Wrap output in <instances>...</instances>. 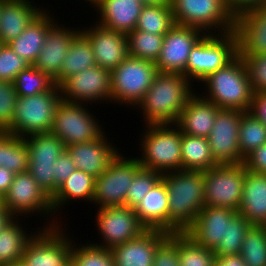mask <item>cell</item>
Listing matches in <instances>:
<instances>
[{"instance_id": "cell-1", "label": "cell", "mask_w": 266, "mask_h": 266, "mask_svg": "<svg viewBox=\"0 0 266 266\" xmlns=\"http://www.w3.org/2000/svg\"><path fill=\"white\" fill-rule=\"evenodd\" d=\"M192 86L193 83L181 73L159 72L142 101L136 106L141 109L143 123H176L187 102L196 93Z\"/></svg>"}, {"instance_id": "cell-2", "label": "cell", "mask_w": 266, "mask_h": 266, "mask_svg": "<svg viewBox=\"0 0 266 266\" xmlns=\"http://www.w3.org/2000/svg\"><path fill=\"white\" fill-rule=\"evenodd\" d=\"M168 193V233L185 232L204 207V174L176 170L162 174Z\"/></svg>"}, {"instance_id": "cell-3", "label": "cell", "mask_w": 266, "mask_h": 266, "mask_svg": "<svg viewBox=\"0 0 266 266\" xmlns=\"http://www.w3.org/2000/svg\"><path fill=\"white\" fill-rule=\"evenodd\" d=\"M200 83L204 84L206 89V95L202 97L213 102L218 108L250 111L254 93L247 67L239 54L225 67L211 73Z\"/></svg>"}, {"instance_id": "cell-4", "label": "cell", "mask_w": 266, "mask_h": 266, "mask_svg": "<svg viewBox=\"0 0 266 266\" xmlns=\"http://www.w3.org/2000/svg\"><path fill=\"white\" fill-rule=\"evenodd\" d=\"M146 127V128H145ZM136 157L143 168L161 174L182 169V132L175 124H145ZM141 149V150H140Z\"/></svg>"}, {"instance_id": "cell-5", "label": "cell", "mask_w": 266, "mask_h": 266, "mask_svg": "<svg viewBox=\"0 0 266 266\" xmlns=\"http://www.w3.org/2000/svg\"><path fill=\"white\" fill-rule=\"evenodd\" d=\"M238 55L235 31L225 34H205L191 49L185 77L201 82L211 73L225 67Z\"/></svg>"}, {"instance_id": "cell-6", "label": "cell", "mask_w": 266, "mask_h": 266, "mask_svg": "<svg viewBox=\"0 0 266 266\" xmlns=\"http://www.w3.org/2000/svg\"><path fill=\"white\" fill-rule=\"evenodd\" d=\"M61 97L60 86L33 96H18L11 128L13 136L25 138L35 133L50 132Z\"/></svg>"}, {"instance_id": "cell-7", "label": "cell", "mask_w": 266, "mask_h": 266, "mask_svg": "<svg viewBox=\"0 0 266 266\" xmlns=\"http://www.w3.org/2000/svg\"><path fill=\"white\" fill-rule=\"evenodd\" d=\"M170 6L177 25L198 28L205 34L235 30V17L224 0H171Z\"/></svg>"}, {"instance_id": "cell-8", "label": "cell", "mask_w": 266, "mask_h": 266, "mask_svg": "<svg viewBox=\"0 0 266 266\" xmlns=\"http://www.w3.org/2000/svg\"><path fill=\"white\" fill-rule=\"evenodd\" d=\"M158 73L155 63L128 56L110 72L111 103L136 107Z\"/></svg>"}, {"instance_id": "cell-9", "label": "cell", "mask_w": 266, "mask_h": 266, "mask_svg": "<svg viewBox=\"0 0 266 266\" xmlns=\"http://www.w3.org/2000/svg\"><path fill=\"white\" fill-rule=\"evenodd\" d=\"M1 204L14 216L20 217L32 213H40L49 217V222L43 224V227H56L61 225L54 216L52 208V198L43 190V188L32 177L29 171L21 172L15 175V178L9 187L7 193L1 199ZM16 215V216H15ZM55 218V219H54ZM52 221V222H51Z\"/></svg>"}, {"instance_id": "cell-10", "label": "cell", "mask_w": 266, "mask_h": 266, "mask_svg": "<svg viewBox=\"0 0 266 266\" xmlns=\"http://www.w3.org/2000/svg\"><path fill=\"white\" fill-rule=\"evenodd\" d=\"M87 104L67 102L58 103L53 126L50 132L55 134L65 147L98 139L105 131L95 118ZM89 109V110H88Z\"/></svg>"}, {"instance_id": "cell-11", "label": "cell", "mask_w": 266, "mask_h": 266, "mask_svg": "<svg viewBox=\"0 0 266 266\" xmlns=\"http://www.w3.org/2000/svg\"><path fill=\"white\" fill-rule=\"evenodd\" d=\"M246 170L243 163L216 165L204 170V206L226 207L238 212Z\"/></svg>"}, {"instance_id": "cell-12", "label": "cell", "mask_w": 266, "mask_h": 266, "mask_svg": "<svg viewBox=\"0 0 266 266\" xmlns=\"http://www.w3.org/2000/svg\"><path fill=\"white\" fill-rule=\"evenodd\" d=\"M62 226L36 228L38 232L27 243L22 260L28 266H68L74 240Z\"/></svg>"}, {"instance_id": "cell-13", "label": "cell", "mask_w": 266, "mask_h": 266, "mask_svg": "<svg viewBox=\"0 0 266 266\" xmlns=\"http://www.w3.org/2000/svg\"><path fill=\"white\" fill-rule=\"evenodd\" d=\"M119 153L100 176L96 177L93 204L98 208L123 206L136 172L141 168L138 159ZM130 157V158H129Z\"/></svg>"}, {"instance_id": "cell-14", "label": "cell", "mask_w": 266, "mask_h": 266, "mask_svg": "<svg viewBox=\"0 0 266 266\" xmlns=\"http://www.w3.org/2000/svg\"><path fill=\"white\" fill-rule=\"evenodd\" d=\"M60 90L62 99L67 102L111 104L110 71L97 65L86 68L66 79L60 85Z\"/></svg>"}, {"instance_id": "cell-15", "label": "cell", "mask_w": 266, "mask_h": 266, "mask_svg": "<svg viewBox=\"0 0 266 266\" xmlns=\"http://www.w3.org/2000/svg\"><path fill=\"white\" fill-rule=\"evenodd\" d=\"M96 214L94 218L102 241L95 245L100 247L112 249L114 246L135 239L146 230L139 222L134 209L125 205L98 208Z\"/></svg>"}, {"instance_id": "cell-16", "label": "cell", "mask_w": 266, "mask_h": 266, "mask_svg": "<svg viewBox=\"0 0 266 266\" xmlns=\"http://www.w3.org/2000/svg\"><path fill=\"white\" fill-rule=\"evenodd\" d=\"M242 111L220 109L214 126L207 137L212 156L218 165L240 164L239 127Z\"/></svg>"}, {"instance_id": "cell-17", "label": "cell", "mask_w": 266, "mask_h": 266, "mask_svg": "<svg viewBox=\"0 0 266 266\" xmlns=\"http://www.w3.org/2000/svg\"><path fill=\"white\" fill-rule=\"evenodd\" d=\"M205 33L194 27L175 24L164 34L160 55L155 63L160 73H181L185 76L188 57Z\"/></svg>"}, {"instance_id": "cell-18", "label": "cell", "mask_w": 266, "mask_h": 266, "mask_svg": "<svg viewBox=\"0 0 266 266\" xmlns=\"http://www.w3.org/2000/svg\"><path fill=\"white\" fill-rule=\"evenodd\" d=\"M81 32L90 41L97 66L111 72L129 56L127 34L98 23L81 28Z\"/></svg>"}, {"instance_id": "cell-19", "label": "cell", "mask_w": 266, "mask_h": 266, "mask_svg": "<svg viewBox=\"0 0 266 266\" xmlns=\"http://www.w3.org/2000/svg\"><path fill=\"white\" fill-rule=\"evenodd\" d=\"M62 25V26H61ZM56 22L48 29L43 47L33 66L55 80L61 73L63 60L74 37L81 31ZM64 25V26H63Z\"/></svg>"}, {"instance_id": "cell-20", "label": "cell", "mask_w": 266, "mask_h": 266, "mask_svg": "<svg viewBox=\"0 0 266 266\" xmlns=\"http://www.w3.org/2000/svg\"><path fill=\"white\" fill-rule=\"evenodd\" d=\"M105 133L107 132L94 141L75 143L66 147L76 168L95 178L104 173L120 153Z\"/></svg>"}, {"instance_id": "cell-21", "label": "cell", "mask_w": 266, "mask_h": 266, "mask_svg": "<svg viewBox=\"0 0 266 266\" xmlns=\"http://www.w3.org/2000/svg\"><path fill=\"white\" fill-rule=\"evenodd\" d=\"M169 236L158 229H146L135 239L111 249L115 266H153L157 247Z\"/></svg>"}, {"instance_id": "cell-22", "label": "cell", "mask_w": 266, "mask_h": 266, "mask_svg": "<svg viewBox=\"0 0 266 266\" xmlns=\"http://www.w3.org/2000/svg\"><path fill=\"white\" fill-rule=\"evenodd\" d=\"M234 31L240 56L266 54V4L239 14Z\"/></svg>"}, {"instance_id": "cell-23", "label": "cell", "mask_w": 266, "mask_h": 266, "mask_svg": "<svg viewBox=\"0 0 266 266\" xmlns=\"http://www.w3.org/2000/svg\"><path fill=\"white\" fill-rule=\"evenodd\" d=\"M237 213L226 207L204 206L185 232L201 246L213 250L224 239L225 224Z\"/></svg>"}, {"instance_id": "cell-24", "label": "cell", "mask_w": 266, "mask_h": 266, "mask_svg": "<svg viewBox=\"0 0 266 266\" xmlns=\"http://www.w3.org/2000/svg\"><path fill=\"white\" fill-rule=\"evenodd\" d=\"M143 7L141 0H98L93 5L99 16L96 23L123 34L136 28Z\"/></svg>"}, {"instance_id": "cell-25", "label": "cell", "mask_w": 266, "mask_h": 266, "mask_svg": "<svg viewBox=\"0 0 266 266\" xmlns=\"http://www.w3.org/2000/svg\"><path fill=\"white\" fill-rule=\"evenodd\" d=\"M34 0H1L0 42L8 44L19 37L26 27L44 10ZM38 7V8H37Z\"/></svg>"}, {"instance_id": "cell-26", "label": "cell", "mask_w": 266, "mask_h": 266, "mask_svg": "<svg viewBox=\"0 0 266 266\" xmlns=\"http://www.w3.org/2000/svg\"><path fill=\"white\" fill-rule=\"evenodd\" d=\"M201 96L196 92L189 99L175 123L182 134L206 138L209 136L220 108Z\"/></svg>"}, {"instance_id": "cell-27", "label": "cell", "mask_w": 266, "mask_h": 266, "mask_svg": "<svg viewBox=\"0 0 266 266\" xmlns=\"http://www.w3.org/2000/svg\"><path fill=\"white\" fill-rule=\"evenodd\" d=\"M238 213L252 226L266 224V174L246 170Z\"/></svg>"}, {"instance_id": "cell-28", "label": "cell", "mask_w": 266, "mask_h": 266, "mask_svg": "<svg viewBox=\"0 0 266 266\" xmlns=\"http://www.w3.org/2000/svg\"><path fill=\"white\" fill-rule=\"evenodd\" d=\"M134 211L146 229H158L168 233V193L162 179L146 193Z\"/></svg>"}, {"instance_id": "cell-29", "label": "cell", "mask_w": 266, "mask_h": 266, "mask_svg": "<svg viewBox=\"0 0 266 266\" xmlns=\"http://www.w3.org/2000/svg\"><path fill=\"white\" fill-rule=\"evenodd\" d=\"M47 11V12H46ZM50 10H43L16 39L8 45L21 58L34 64L45 42L48 29L55 23Z\"/></svg>"}, {"instance_id": "cell-30", "label": "cell", "mask_w": 266, "mask_h": 266, "mask_svg": "<svg viewBox=\"0 0 266 266\" xmlns=\"http://www.w3.org/2000/svg\"><path fill=\"white\" fill-rule=\"evenodd\" d=\"M96 178L76 169L59 187L52 197V208L56 219L64 206L72 200H86L92 204ZM68 202V203H67ZM66 204V205H65ZM62 207V208H61ZM60 210V211H59ZM58 214V216H57Z\"/></svg>"}, {"instance_id": "cell-31", "label": "cell", "mask_w": 266, "mask_h": 266, "mask_svg": "<svg viewBox=\"0 0 266 266\" xmlns=\"http://www.w3.org/2000/svg\"><path fill=\"white\" fill-rule=\"evenodd\" d=\"M93 49L89 39L80 31L72 40L68 53L63 60L60 75L54 84L60 86L66 79L82 72L86 68L96 66Z\"/></svg>"}, {"instance_id": "cell-32", "label": "cell", "mask_w": 266, "mask_h": 266, "mask_svg": "<svg viewBox=\"0 0 266 266\" xmlns=\"http://www.w3.org/2000/svg\"><path fill=\"white\" fill-rule=\"evenodd\" d=\"M19 219L23 220L14 217L0 231V264H14L22 260L27 243L38 232L36 230L34 234L32 232L27 234L28 232L22 227L23 224L20 225Z\"/></svg>"}, {"instance_id": "cell-33", "label": "cell", "mask_w": 266, "mask_h": 266, "mask_svg": "<svg viewBox=\"0 0 266 266\" xmlns=\"http://www.w3.org/2000/svg\"><path fill=\"white\" fill-rule=\"evenodd\" d=\"M182 170H208L218 165L206 137L182 134Z\"/></svg>"}, {"instance_id": "cell-34", "label": "cell", "mask_w": 266, "mask_h": 266, "mask_svg": "<svg viewBox=\"0 0 266 266\" xmlns=\"http://www.w3.org/2000/svg\"><path fill=\"white\" fill-rule=\"evenodd\" d=\"M28 147L24 138L0 131V166L19 174L28 171Z\"/></svg>"}, {"instance_id": "cell-35", "label": "cell", "mask_w": 266, "mask_h": 266, "mask_svg": "<svg viewBox=\"0 0 266 266\" xmlns=\"http://www.w3.org/2000/svg\"><path fill=\"white\" fill-rule=\"evenodd\" d=\"M29 163H55L66 150L64 143L52 132L26 136Z\"/></svg>"}, {"instance_id": "cell-36", "label": "cell", "mask_w": 266, "mask_h": 266, "mask_svg": "<svg viewBox=\"0 0 266 266\" xmlns=\"http://www.w3.org/2000/svg\"><path fill=\"white\" fill-rule=\"evenodd\" d=\"M128 55L156 63L164 41V34L134 29L127 34Z\"/></svg>"}, {"instance_id": "cell-37", "label": "cell", "mask_w": 266, "mask_h": 266, "mask_svg": "<svg viewBox=\"0 0 266 266\" xmlns=\"http://www.w3.org/2000/svg\"><path fill=\"white\" fill-rule=\"evenodd\" d=\"M238 136L240 155L245 158L266 143V125L250 111H245L242 113Z\"/></svg>"}, {"instance_id": "cell-38", "label": "cell", "mask_w": 266, "mask_h": 266, "mask_svg": "<svg viewBox=\"0 0 266 266\" xmlns=\"http://www.w3.org/2000/svg\"><path fill=\"white\" fill-rule=\"evenodd\" d=\"M251 223L237 213L229 223L225 224L224 239L213 249L216 257L240 254L241 246Z\"/></svg>"}, {"instance_id": "cell-39", "label": "cell", "mask_w": 266, "mask_h": 266, "mask_svg": "<svg viewBox=\"0 0 266 266\" xmlns=\"http://www.w3.org/2000/svg\"><path fill=\"white\" fill-rule=\"evenodd\" d=\"M178 258L180 266H215L212 249L198 244L186 232H178Z\"/></svg>"}, {"instance_id": "cell-40", "label": "cell", "mask_w": 266, "mask_h": 266, "mask_svg": "<svg viewBox=\"0 0 266 266\" xmlns=\"http://www.w3.org/2000/svg\"><path fill=\"white\" fill-rule=\"evenodd\" d=\"M174 25L171 6H144L135 29L153 34H165Z\"/></svg>"}, {"instance_id": "cell-41", "label": "cell", "mask_w": 266, "mask_h": 266, "mask_svg": "<svg viewBox=\"0 0 266 266\" xmlns=\"http://www.w3.org/2000/svg\"><path fill=\"white\" fill-rule=\"evenodd\" d=\"M240 255L246 266H266V230L251 226L246 232Z\"/></svg>"}, {"instance_id": "cell-42", "label": "cell", "mask_w": 266, "mask_h": 266, "mask_svg": "<svg viewBox=\"0 0 266 266\" xmlns=\"http://www.w3.org/2000/svg\"><path fill=\"white\" fill-rule=\"evenodd\" d=\"M13 84L18 96H33L49 91L55 85L53 79L33 65L20 71Z\"/></svg>"}, {"instance_id": "cell-43", "label": "cell", "mask_w": 266, "mask_h": 266, "mask_svg": "<svg viewBox=\"0 0 266 266\" xmlns=\"http://www.w3.org/2000/svg\"><path fill=\"white\" fill-rule=\"evenodd\" d=\"M73 243L70 264L72 266H115L111 249L100 247L94 243Z\"/></svg>"}, {"instance_id": "cell-44", "label": "cell", "mask_w": 266, "mask_h": 266, "mask_svg": "<svg viewBox=\"0 0 266 266\" xmlns=\"http://www.w3.org/2000/svg\"><path fill=\"white\" fill-rule=\"evenodd\" d=\"M161 178V173L141 167L128 187L125 206L134 209Z\"/></svg>"}, {"instance_id": "cell-45", "label": "cell", "mask_w": 266, "mask_h": 266, "mask_svg": "<svg viewBox=\"0 0 266 266\" xmlns=\"http://www.w3.org/2000/svg\"><path fill=\"white\" fill-rule=\"evenodd\" d=\"M31 64L19 57L8 44L0 47V80L13 83L16 75Z\"/></svg>"}, {"instance_id": "cell-46", "label": "cell", "mask_w": 266, "mask_h": 266, "mask_svg": "<svg viewBox=\"0 0 266 266\" xmlns=\"http://www.w3.org/2000/svg\"><path fill=\"white\" fill-rule=\"evenodd\" d=\"M17 97L14 84L0 80V131L11 128Z\"/></svg>"}, {"instance_id": "cell-47", "label": "cell", "mask_w": 266, "mask_h": 266, "mask_svg": "<svg viewBox=\"0 0 266 266\" xmlns=\"http://www.w3.org/2000/svg\"><path fill=\"white\" fill-rule=\"evenodd\" d=\"M241 57L247 67L253 93L266 92V54Z\"/></svg>"}, {"instance_id": "cell-48", "label": "cell", "mask_w": 266, "mask_h": 266, "mask_svg": "<svg viewBox=\"0 0 266 266\" xmlns=\"http://www.w3.org/2000/svg\"><path fill=\"white\" fill-rule=\"evenodd\" d=\"M153 266H180L178 232L169 233V236L157 247Z\"/></svg>"}, {"instance_id": "cell-49", "label": "cell", "mask_w": 266, "mask_h": 266, "mask_svg": "<svg viewBox=\"0 0 266 266\" xmlns=\"http://www.w3.org/2000/svg\"><path fill=\"white\" fill-rule=\"evenodd\" d=\"M28 171L52 198L55 194V163H29Z\"/></svg>"}, {"instance_id": "cell-50", "label": "cell", "mask_w": 266, "mask_h": 266, "mask_svg": "<svg viewBox=\"0 0 266 266\" xmlns=\"http://www.w3.org/2000/svg\"><path fill=\"white\" fill-rule=\"evenodd\" d=\"M76 165L71 159V155L65 150L59 158L55 160V193L58 187L76 170Z\"/></svg>"}, {"instance_id": "cell-51", "label": "cell", "mask_w": 266, "mask_h": 266, "mask_svg": "<svg viewBox=\"0 0 266 266\" xmlns=\"http://www.w3.org/2000/svg\"><path fill=\"white\" fill-rule=\"evenodd\" d=\"M243 164L248 171L266 174V143L247 155Z\"/></svg>"}, {"instance_id": "cell-52", "label": "cell", "mask_w": 266, "mask_h": 266, "mask_svg": "<svg viewBox=\"0 0 266 266\" xmlns=\"http://www.w3.org/2000/svg\"><path fill=\"white\" fill-rule=\"evenodd\" d=\"M227 9L236 18L239 14L266 4V0H224Z\"/></svg>"}, {"instance_id": "cell-53", "label": "cell", "mask_w": 266, "mask_h": 266, "mask_svg": "<svg viewBox=\"0 0 266 266\" xmlns=\"http://www.w3.org/2000/svg\"><path fill=\"white\" fill-rule=\"evenodd\" d=\"M250 112L266 125V92L253 95Z\"/></svg>"}, {"instance_id": "cell-54", "label": "cell", "mask_w": 266, "mask_h": 266, "mask_svg": "<svg viewBox=\"0 0 266 266\" xmlns=\"http://www.w3.org/2000/svg\"><path fill=\"white\" fill-rule=\"evenodd\" d=\"M15 173L6 169L4 166H0V198L2 199L3 196L9 190L14 178Z\"/></svg>"}, {"instance_id": "cell-55", "label": "cell", "mask_w": 266, "mask_h": 266, "mask_svg": "<svg viewBox=\"0 0 266 266\" xmlns=\"http://www.w3.org/2000/svg\"><path fill=\"white\" fill-rule=\"evenodd\" d=\"M215 266H246L242 256L237 255H228L216 257Z\"/></svg>"}, {"instance_id": "cell-56", "label": "cell", "mask_w": 266, "mask_h": 266, "mask_svg": "<svg viewBox=\"0 0 266 266\" xmlns=\"http://www.w3.org/2000/svg\"><path fill=\"white\" fill-rule=\"evenodd\" d=\"M14 216L2 205L0 204V231L7 225Z\"/></svg>"}, {"instance_id": "cell-57", "label": "cell", "mask_w": 266, "mask_h": 266, "mask_svg": "<svg viewBox=\"0 0 266 266\" xmlns=\"http://www.w3.org/2000/svg\"><path fill=\"white\" fill-rule=\"evenodd\" d=\"M144 6H170L171 0H141Z\"/></svg>"}, {"instance_id": "cell-58", "label": "cell", "mask_w": 266, "mask_h": 266, "mask_svg": "<svg viewBox=\"0 0 266 266\" xmlns=\"http://www.w3.org/2000/svg\"><path fill=\"white\" fill-rule=\"evenodd\" d=\"M16 266H28L23 260L17 261Z\"/></svg>"}, {"instance_id": "cell-59", "label": "cell", "mask_w": 266, "mask_h": 266, "mask_svg": "<svg viewBox=\"0 0 266 266\" xmlns=\"http://www.w3.org/2000/svg\"><path fill=\"white\" fill-rule=\"evenodd\" d=\"M85 1V3L87 2V3H90L89 5H94L98 0H84Z\"/></svg>"}, {"instance_id": "cell-60", "label": "cell", "mask_w": 266, "mask_h": 266, "mask_svg": "<svg viewBox=\"0 0 266 266\" xmlns=\"http://www.w3.org/2000/svg\"><path fill=\"white\" fill-rule=\"evenodd\" d=\"M0 266H16V262L14 264H0Z\"/></svg>"}]
</instances>
